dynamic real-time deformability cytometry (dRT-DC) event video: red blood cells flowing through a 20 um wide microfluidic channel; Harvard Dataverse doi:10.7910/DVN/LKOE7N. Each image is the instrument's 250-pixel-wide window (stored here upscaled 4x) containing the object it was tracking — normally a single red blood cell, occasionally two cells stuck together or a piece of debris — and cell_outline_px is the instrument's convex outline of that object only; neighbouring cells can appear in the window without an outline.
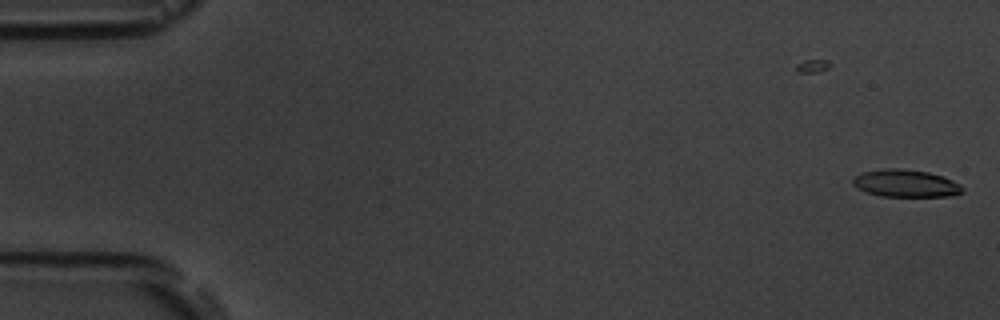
{"species": "common noctule bat (a hibernating species)", "species_latin": "Nyctalus noctula", "temperature_condition": "room temperature", "stored_images_in_passage": 2, "camera_frame_rate_fps": 3000, "um_per_image_px": 0.085, "animal": {"sex": "male", "body_mass_g": 19.5, "forearm_length_mm": 54.6}, "frame": {"image": 1, "passage_image": 2, "time_ms": 1.0, "image_size_px": [1000, 320], "cell_outline_px": [[964, 192], [948, 196], [880, 196], [864, 192], [856, 188], [852, 184], [852, 180], [856, 176], [864, 172], [884, 168], [904, 168], [928, 172], [944, 176], [960, 184], [964, 188]], "centroid_in_image_um": [76.98, 15.58], "position_along_channel_um": 8.0, "area_um2": 17.69}}